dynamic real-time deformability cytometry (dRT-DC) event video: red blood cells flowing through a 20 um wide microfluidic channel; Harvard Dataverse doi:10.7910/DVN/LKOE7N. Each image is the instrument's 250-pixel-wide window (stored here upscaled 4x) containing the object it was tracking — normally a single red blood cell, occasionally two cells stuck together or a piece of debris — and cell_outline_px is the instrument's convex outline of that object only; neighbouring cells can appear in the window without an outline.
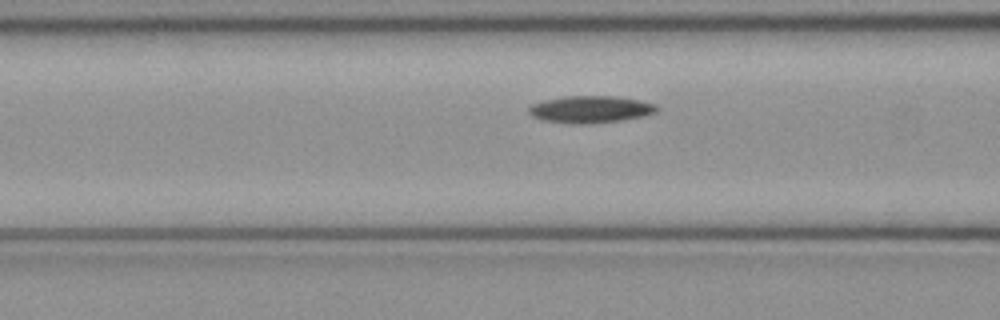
{"species": "common noctule bat (a hibernating species)", "species_latin": "Nyctalus noctula", "temperature_condition": "cold", "stored_images_in_passage": 39, "camera_frame_rate_fps": 3000, "um_per_image_px": 0.085, "animal": {"sex": "female", "body_mass_g": 21.9}, "frame": {"image": 1, "passage_image": 8, "time_ms": 2.333, "image_size_px": [1000, 320], "cell_outline_px": [[660, 108], [656, 112], [644, 116], [624, 120], [592, 124], [568, 124], [544, 120], [532, 116], [528, 112], [528, 108], [532, 104], [544, 100], [564, 96], [612, 96], [636, 100], [656, 104]], "centroid_in_image_um": [50.19, 9.31], "position_along_channel_um": 116.4, "area_um2": 20.35}}
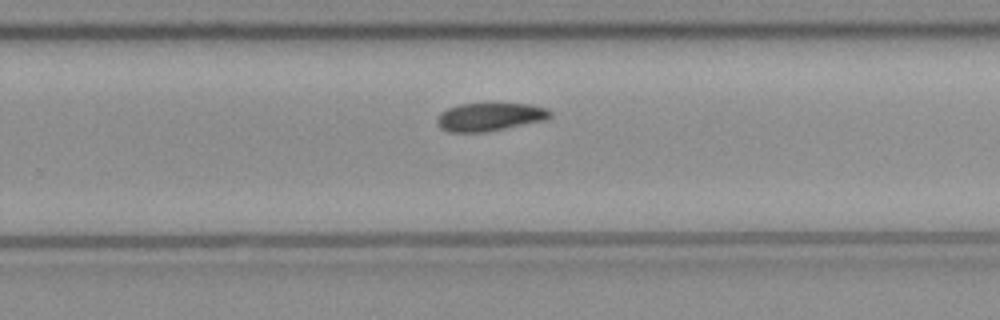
{"frame": {"image": 2, "passage_image": 21, "time_ms": 6.667, "image_size_px": [1000, 320], "cell_outline_px": [[552, 116], [544, 120], [484, 132], [448, 132], [440, 128], [436, 124], [436, 120], [440, 112], [448, 108], [460, 104], [532, 104], [548, 108], [552, 112]], "centroid_in_image_um": [41.61, 9.93], "position_along_channel_um": 288.2, "area_um2": 18.5}}
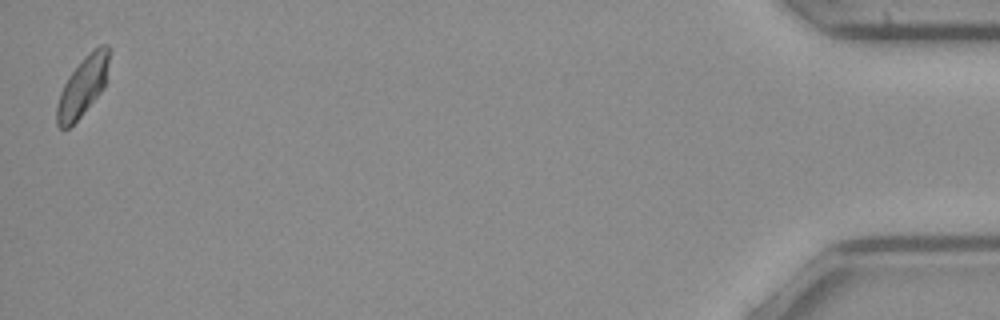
{"frame": {"image": 3, "passage_image": 39, "time_ms": 12.667, "image_size_px": [1000, 320], "cell_outline_px": [[108, 64], [104, 88], [80, 116], [68, 128], [60, 128], [56, 124], [56, 108], [60, 92], [68, 76], [100, 44], [108, 44]], "centroid_in_image_um": [7.0, 7.4], "position_along_channel_um": 428.2, "area_um2": 17.34}, "authors_computed_cell_mechanics": {"area_um2": 19.074, "velocity_mm_per_s": 3.9698, "shape_relaxation_time_tau1_ms": 3.3169, "shape_relaxation_time_tau2_ms": null, "deformation_change_tau1": 0.1077, "deformation_change_tau2": null}}